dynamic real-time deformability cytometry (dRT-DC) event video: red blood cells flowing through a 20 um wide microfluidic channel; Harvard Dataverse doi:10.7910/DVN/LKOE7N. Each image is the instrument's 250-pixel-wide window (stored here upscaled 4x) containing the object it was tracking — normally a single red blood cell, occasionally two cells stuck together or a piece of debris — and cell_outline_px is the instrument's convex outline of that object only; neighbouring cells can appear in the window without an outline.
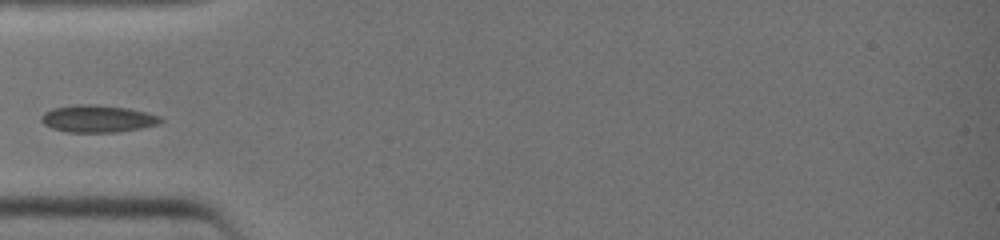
{"species": "common noctule bat (a hibernating species)", "species_latin": "Nyctalus noctula", "temperature_condition": "warm", "stored_images_in_passage": 5, "camera_frame_rate_fps": 3000, "um_per_image_px": 0.085, "animal": {"sex": "female", "body_mass_g": 19.0, "forearm_length_mm": 51.5}, "frame": {"image": 1, "passage_image": 1, "time_ms": 0.0, "image_size_px": [1000, 240], "cell_outline_px": [[164, 120], [160, 124], [140, 128], [116, 132], [68, 132], [52, 128], [44, 124], [40, 120], [40, 116], [44, 112], [52, 108], [76, 104], [96, 104], [128, 108], [160, 116]], "centroid_in_image_um": [8.28, 10.08], "position_along_channel_um": 76.7, "area_um2": 19.02}}